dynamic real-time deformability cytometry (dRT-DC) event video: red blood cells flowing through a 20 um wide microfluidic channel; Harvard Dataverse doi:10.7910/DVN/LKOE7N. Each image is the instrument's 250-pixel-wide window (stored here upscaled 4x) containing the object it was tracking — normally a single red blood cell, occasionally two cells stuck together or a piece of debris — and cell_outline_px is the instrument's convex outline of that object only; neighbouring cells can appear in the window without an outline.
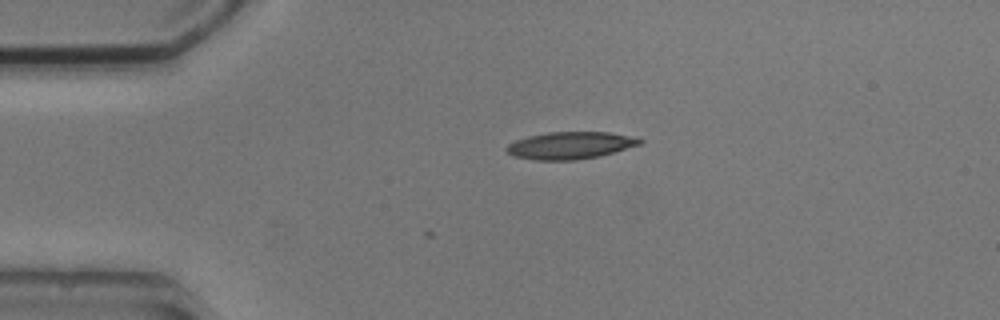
{"species": "common noctule bat (a hibernating species)", "species_latin": "Nyctalus noctula", "temperature_condition": "cold", "stored_images_in_passage": 2, "camera_frame_rate_fps": 3000, "um_per_image_px": 0.085, "animal": {"sex": "male", "body_mass_g": 20.5, "forearm_length_mm": 52.5}, "frame": {"image": 1, "passage_image": 1, "time_ms": 0.0, "image_size_px": [1000, 320], "cell_outline_px": [[644, 140], [640, 144], [600, 156], [576, 160], [536, 160], [512, 156], [504, 148], [508, 144], [516, 140], [528, 136], [548, 132], [608, 132], [636, 136]], "centroid_in_image_um": [48.47, 12.35], "position_along_channel_um": 36.5, "area_um2": 21.21}}